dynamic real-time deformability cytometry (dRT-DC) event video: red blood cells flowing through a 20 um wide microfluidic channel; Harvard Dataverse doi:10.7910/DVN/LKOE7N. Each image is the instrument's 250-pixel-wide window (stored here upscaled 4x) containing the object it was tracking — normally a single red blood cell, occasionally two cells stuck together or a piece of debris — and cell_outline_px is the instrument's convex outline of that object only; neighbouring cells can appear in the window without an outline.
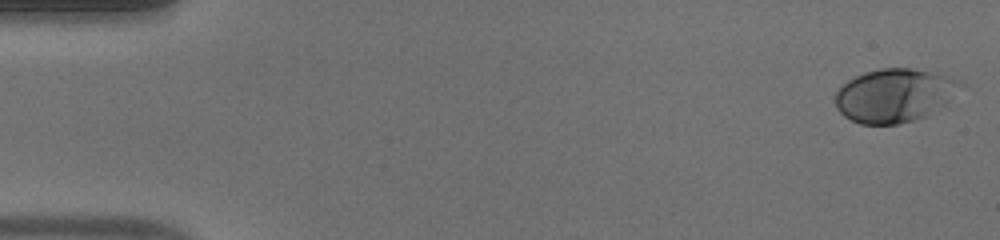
{"species": "human", "species_latin": "Homo sapiens", "temperature_condition": "warm", "stored_images_in_passage": 53, "camera_frame_rate_fps": 3000, "um_per_image_px": 0.085, "donor": {"sex": "male"}, "frame": {"image": 1, "passage_image": 1, "time_ms": 0.0, "image_size_px": [1000, 240], "cell_outline_px": [[968, 84], [948, 108], [912, 120], [896, 124], [860, 124], [844, 116], [836, 108], [836, 92], [848, 80], [864, 72], [880, 68], [912, 68], [940, 72], [960, 80]], "centroid_in_image_um": [76.2, 8.09], "position_along_channel_um": 8.8, "area_um2": 40.29}}
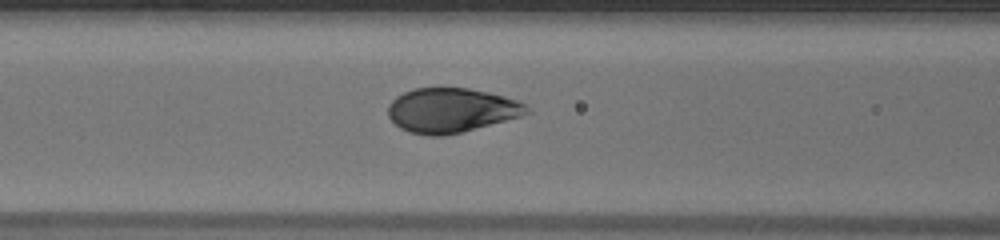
{"frame": {"image": 2, "passage_image": 22, "time_ms": 7.0, "image_size_px": [1000, 240], "cell_outline_px": [[532, 112], [520, 116], [460, 132], [440, 136], [428, 136], [408, 132], [400, 128], [388, 116], [388, 104], [396, 96], [412, 88], [468, 88], [488, 92], [504, 96], [528, 104]], "centroid_in_image_um": [38.35, 9.36], "position_along_channel_um": 128.3, "area_um2": 35.89}}
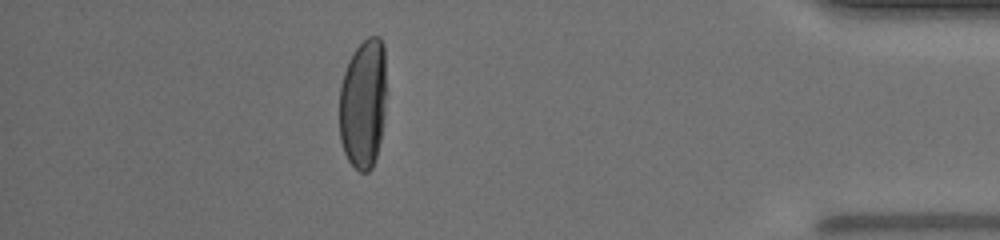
{"frame": {"image": 3, "passage_image": 47, "time_ms": 15.333, "image_size_px": [1000, 240], "cell_outline_px": [[384, 116], [380, 140], [376, 156], [372, 168], [368, 172], [360, 172], [348, 160], [344, 152], [340, 140], [340, 88], [344, 72], [348, 60], [356, 48], [368, 36], [380, 36], [384, 44]], "centroid_in_image_um": [30.86, 8.81], "position_along_channel_um": 404.3, "area_um2": 35.37}, "authors_computed_cell_mechanics": {"area_um2": 37.57, "velocity_mm_per_s": 3.8406, "shape_relaxation_time_tau1_ms": 3.605, "shape_relaxation_time_tau2_ms": null, "deformation_change_tau1": 0.2063, "deformation_change_tau2": null}}